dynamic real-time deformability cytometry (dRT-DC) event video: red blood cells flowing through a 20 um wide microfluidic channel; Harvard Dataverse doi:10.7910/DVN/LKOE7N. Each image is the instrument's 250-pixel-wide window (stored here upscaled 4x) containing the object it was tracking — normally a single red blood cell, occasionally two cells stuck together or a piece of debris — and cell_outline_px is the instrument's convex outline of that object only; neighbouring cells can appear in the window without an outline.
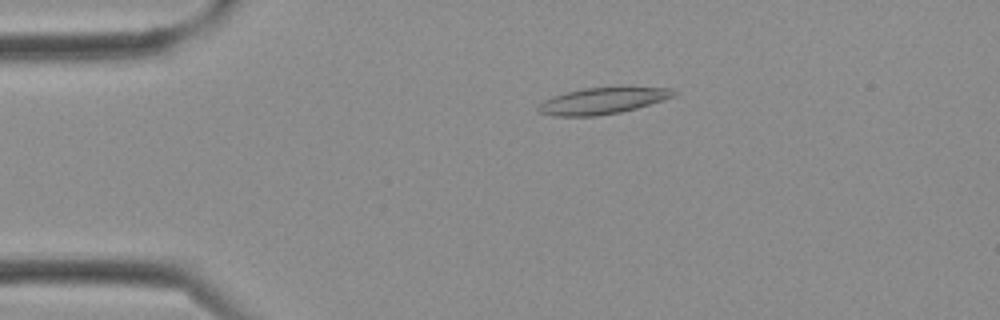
{"species": "Egyptian fruit bat (a non-hibernating species)", "species_latin": "Rousettus aegyptiacus", "temperature_condition": "cold", "stored_images_in_passage": 3, "camera_frame_rate_fps": 3000, "um_per_image_px": 0.085, "frame": {"image": 1, "passage_image": 3, "time_ms": 0.667, "image_size_px": [1000, 320], "cell_outline_px": [[676, 96], [664, 100], [636, 108], [620, 112], [596, 116], [552, 116], [540, 112], [536, 108], [544, 100], [552, 96], [584, 88], [668, 88], [676, 92]], "centroid_in_image_um": [51.18, 8.59], "position_along_channel_um": 33.8, "area_um2": 20.4}}